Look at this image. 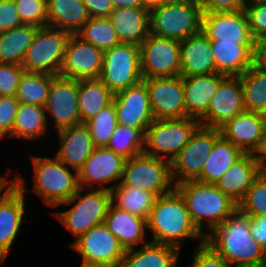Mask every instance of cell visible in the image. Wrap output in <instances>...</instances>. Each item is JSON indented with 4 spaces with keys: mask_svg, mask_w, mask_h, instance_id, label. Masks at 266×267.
Wrapping results in <instances>:
<instances>
[{
    "mask_svg": "<svg viewBox=\"0 0 266 267\" xmlns=\"http://www.w3.org/2000/svg\"><path fill=\"white\" fill-rule=\"evenodd\" d=\"M90 18L108 17L114 10L112 0H82Z\"/></svg>",
    "mask_w": 266,
    "mask_h": 267,
    "instance_id": "cell-50",
    "label": "cell"
},
{
    "mask_svg": "<svg viewBox=\"0 0 266 267\" xmlns=\"http://www.w3.org/2000/svg\"><path fill=\"white\" fill-rule=\"evenodd\" d=\"M113 92L100 80H78V107L82 123H86L113 102Z\"/></svg>",
    "mask_w": 266,
    "mask_h": 267,
    "instance_id": "cell-34",
    "label": "cell"
},
{
    "mask_svg": "<svg viewBox=\"0 0 266 267\" xmlns=\"http://www.w3.org/2000/svg\"><path fill=\"white\" fill-rule=\"evenodd\" d=\"M249 29L256 40L266 34V3L256 4L244 9Z\"/></svg>",
    "mask_w": 266,
    "mask_h": 267,
    "instance_id": "cell-47",
    "label": "cell"
},
{
    "mask_svg": "<svg viewBox=\"0 0 266 267\" xmlns=\"http://www.w3.org/2000/svg\"><path fill=\"white\" fill-rule=\"evenodd\" d=\"M192 250L191 264L188 267H232L206 242Z\"/></svg>",
    "mask_w": 266,
    "mask_h": 267,
    "instance_id": "cell-44",
    "label": "cell"
},
{
    "mask_svg": "<svg viewBox=\"0 0 266 267\" xmlns=\"http://www.w3.org/2000/svg\"><path fill=\"white\" fill-rule=\"evenodd\" d=\"M104 224L119 240L125 251L150 242L147 241L149 240L147 220L128 211L120 210L112 203L109 205Z\"/></svg>",
    "mask_w": 266,
    "mask_h": 267,
    "instance_id": "cell-25",
    "label": "cell"
},
{
    "mask_svg": "<svg viewBox=\"0 0 266 267\" xmlns=\"http://www.w3.org/2000/svg\"><path fill=\"white\" fill-rule=\"evenodd\" d=\"M243 154L237 146L220 136L214 142L211 153L203 165L201 175L195 181L215 184Z\"/></svg>",
    "mask_w": 266,
    "mask_h": 267,
    "instance_id": "cell-33",
    "label": "cell"
},
{
    "mask_svg": "<svg viewBox=\"0 0 266 267\" xmlns=\"http://www.w3.org/2000/svg\"><path fill=\"white\" fill-rule=\"evenodd\" d=\"M108 18L120 43L140 46L150 34V12L145 8H115Z\"/></svg>",
    "mask_w": 266,
    "mask_h": 267,
    "instance_id": "cell-29",
    "label": "cell"
},
{
    "mask_svg": "<svg viewBox=\"0 0 266 267\" xmlns=\"http://www.w3.org/2000/svg\"><path fill=\"white\" fill-rule=\"evenodd\" d=\"M239 77L246 111L266 115V66L254 62Z\"/></svg>",
    "mask_w": 266,
    "mask_h": 267,
    "instance_id": "cell-36",
    "label": "cell"
},
{
    "mask_svg": "<svg viewBox=\"0 0 266 267\" xmlns=\"http://www.w3.org/2000/svg\"><path fill=\"white\" fill-rule=\"evenodd\" d=\"M147 233L151 234L150 242L174 246L180 251L186 241L196 240V246L205 242V236L192 223L185 200L176 189L155 199L147 219Z\"/></svg>",
    "mask_w": 266,
    "mask_h": 267,
    "instance_id": "cell-2",
    "label": "cell"
},
{
    "mask_svg": "<svg viewBox=\"0 0 266 267\" xmlns=\"http://www.w3.org/2000/svg\"><path fill=\"white\" fill-rule=\"evenodd\" d=\"M47 152V155L44 153L42 155L40 153H38L39 155L30 154L31 177L27 179L25 175L22 176L25 174L24 170L16 174L14 173L16 170H12V174H14L12 181L26 198L33 195V197L39 198L46 207L54 210L57 205L68 201L80 186L78 172L59 161L51 151L47 150ZM30 179L32 186L28 189L26 182Z\"/></svg>",
    "mask_w": 266,
    "mask_h": 267,
    "instance_id": "cell-1",
    "label": "cell"
},
{
    "mask_svg": "<svg viewBox=\"0 0 266 267\" xmlns=\"http://www.w3.org/2000/svg\"><path fill=\"white\" fill-rule=\"evenodd\" d=\"M251 236L266 250V216H249Z\"/></svg>",
    "mask_w": 266,
    "mask_h": 267,
    "instance_id": "cell-51",
    "label": "cell"
},
{
    "mask_svg": "<svg viewBox=\"0 0 266 267\" xmlns=\"http://www.w3.org/2000/svg\"><path fill=\"white\" fill-rule=\"evenodd\" d=\"M192 0H162V4H181Z\"/></svg>",
    "mask_w": 266,
    "mask_h": 267,
    "instance_id": "cell-59",
    "label": "cell"
},
{
    "mask_svg": "<svg viewBox=\"0 0 266 267\" xmlns=\"http://www.w3.org/2000/svg\"><path fill=\"white\" fill-rule=\"evenodd\" d=\"M81 266L80 267H110L104 263L97 261H89L81 258Z\"/></svg>",
    "mask_w": 266,
    "mask_h": 267,
    "instance_id": "cell-57",
    "label": "cell"
},
{
    "mask_svg": "<svg viewBox=\"0 0 266 267\" xmlns=\"http://www.w3.org/2000/svg\"><path fill=\"white\" fill-rule=\"evenodd\" d=\"M66 246L82 259L101 262L110 267H120L125 255V249L104 223L92 227Z\"/></svg>",
    "mask_w": 266,
    "mask_h": 267,
    "instance_id": "cell-17",
    "label": "cell"
},
{
    "mask_svg": "<svg viewBox=\"0 0 266 267\" xmlns=\"http://www.w3.org/2000/svg\"><path fill=\"white\" fill-rule=\"evenodd\" d=\"M192 223L206 237L237 210V203L214 184L185 181L175 185Z\"/></svg>",
    "mask_w": 266,
    "mask_h": 267,
    "instance_id": "cell-4",
    "label": "cell"
},
{
    "mask_svg": "<svg viewBox=\"0 0 266 267\" xmlns=\"http://www.w3.org/2000/svg\"><path fill=\"white\" fill-rule=\"evenodd\" d=\"M51 140V144L55 141L57 146L55 145V148L51 147L49 151L54 150L53 155L76 172L82 168L96 148L90 136L89 128L85 123L56 131L52 134Z\"/></svg>",
    "mask_w": 266,
    "mask_h": 267,
    "instance_id": "cell-22",
    "label": "cell"
},
{
    "mask_svg": "<svg viewBox=\"0 0 266 267\" xmlns=\"http://www.w3.org/2000/svg\"><path fill=\"white\" fill-rule=\"evenodd\" d=\"M22 24L48 26L47 0H14Z\"/></svg>",
    "mask_w": 266,
    "mask_h": 267,
    "instance_id": "cell-43",
    "label": "cell"
},
{
    "mask_svg": "<svg viewBox=\"0 0 266 267\" xmlns=\"http://www.w3.org/2000/svg\"><path fill=\"white\" fill-rule=\"evenodd\" d=\"M226 77L222 73L183 77L184 101L189 118L199 121L206 114L211 98Z\"/></svg>",
    "mask_w": 266,
    "mask_h": 267,
    "instance_id": "cell-26",
    "label": "cell"
},
{
    "mask_svg": "<svg viewBox=\"0 0 266 267\" xmlns=\"http://www.w3.org/2000/svg\"><path fill=\"white\" fill-rule=\"evenodd\" d=\"M262 173L266 176V166L262 169Z\"/></svg>",
    "mask_w": 266,
    "mask_h": 267,
    "instance_id": "cell-60",
    "label": "cell"
},
{
    "mask_svg": "<svg viewBox=\"0 0 266 267\" xmlns=\"http://www.w3.org/2000/svg\"><path fill=\"white\" fill-rule=\"evenodd\" d=\"M231 266L266 267V250L251 236L250 218L236 210L206 237Z\"/></svg>",
    "mask_w": 266,
    "mask_h": 267,
    "instance_id": "cell-3",
    "label": "cell"
},
{
    "mask_svg": "<svg viewBox=\"0 0 266 267\" xmlns=\"http://www.w3.org/2000/svg\"><path fill=\"white\" fill-rule=\"evenodd\" d=\"M142 6L149 12L162 5V0H140Z\"/></svg>",
    "mask_w": 266,
    "mask_h": 267,
    "instance_id": "cell-55",
    "label": "cell"
},
{
    "mask_svg": "<svg viewBox=\"0 0 266 267\" xmlns=\"http://www.w3.org/2000/svg\"><path fill=\"white\" fill-rule=\"evenodd\" d=\"M243 8H247L256 4L266 3V0H242Z\"/></svg>",
    "mask_w": 266,
    "mask_h": 267,
    "instance_id": "cell-58",
    "label": "cell"
},
{
    "mask_svg": "<svg viewBox=\"0 0 266 267\" xmlns=\"http://www.w3.org/2000/svg\"><path fill=\"white\" fill-rule=\"evenodd\" d=\"M216 70L227 76H239L254 64V54L242 44L211 41Z\"/></svg>",
    "mask_w": 266,
    "mask_h": 267,
    "instance_id": "cell-31",
    "label": "cell"
},
{
    "mask_svg": "<svg viewBox=\"0 0 266 267\" xmlns=\"http://www.w3.org/2000/svg\"><path fill=\"white\" fill-rule=\"evenodd\" d=\"M143 78L180 76V41L150 33L140 45Z\"/></svg>",
    "mask_w": 266,
    "mask_h": 267,
    "instance_id": "cell-13",
    "label": "cell"
},
{
    "mask_svg": "<svg viewBox=\"0 0 266 267\" xmlns=\"http://www.w3.org/2000/svg\"><path fill=\"white\" fill-rule=\"evenodd\" d=\"M22 25L14 0H0V32Z\"/></svg>",
    "mask_w": 266,
    "mask_h": 267,
    "instance_id": "cell-48",
    "label": "cell"
},
{
    "mask_svg": "<svg viewBox=\"0 0 266 267\" xmlns=\"http://www.w3.org/2000/svg\"><path fill=\"white\" fill-rule=\"evenodd\" d=\"M182 251L166 244L149 242L125 251L120 267H181Z\"/></svg>",
    "mask_w": 266,
    "mask_h": 267,
    "instance_id": "cell-30",
    "label": "cell"
},
{
    "mask_svg": "<svg viewBox=\"0 0 266 267\" xmlns=\"http://www.w3.org/2000/svg\"><path fill=\"white\" fill-rule=\"evenodd\" d=\"M24 72L21 65L0 63V96H15Z\"/></svg>",
    "mask_w": 266,
    "mask_h": 267,
    "instance_id": "cell-45",
    "label": "cell"
},
{
    "mask_svg": "<svg viewBox=\"0 0 266 267\" xmlns=\"http://www.w3.org/2000/svg\"><path fill=\"white\" fill-rule=\"evenodd\" d=\"M265 129V114L246 111L224 125L220 134L243 153L254 154L260 147Z\"/></svg>",
    "mask_w": 266,
    "mask_h": 267,
    "instance_id": "cell-23",
    "label": "cell"
},
{
    "mask_svg": "<svg viewBox=\"0 0 266 267\" xmlns=\"http://www.w3.org/2000/svg\"><path fill=\"white\" fill-rule=\"evenodd\" d=\"M200 126L196 119L154 120L144 137V153L172 161Z\"/></svg>",
    "mask_w": 266,
    "mask_h": 267,
    "instance_id": "cell-7",
    "label": "cell"
},
{
    "mask_svg": "<svg viewBox=\"0 0 266 267\" xmlns=\"http://www.w3.org/2000/svg\"><path fill=\"white\" fill-rule=\"evenodd\" d=\"M155 120L188 117L184 101L183 77H152L142 79Z\"/></svg>",
    "mask_w": 266,
    "mask_h": 267,
    "instance_id": "cell-16",
    "label": "cell"
},
{
    "mask_svg": "<svg viewBox=\"0 0 266 267\" xmlns=\"http://www.w3.org/2000/svg\"><path fill=\"white\" fill-rule=\"evenodd\" d=\"M144 137L139 129L117 125L106 147L129 159L144 152Z\"/></svg>",
    "mask_w": 266,
    "mask_h": 267,
    "instance_id": "cell-40",
    "label": "cell"
},
{
    "mask_svg": "<svg viewBox=\"0 0 266 267\" xmlns=\"http://www.w3.org/2000/svg\"><path fill=\"white\" fill-rule=\"evenodd\" d=\"M157 196L121 182L111 190V203L120 210L148 219Z\"/></svg>",
    "mask_w": 266,
    "mask_h": 267,
    "instance_id": "cell-37",
    "label": "cell"
},
{
    "mask_svg": "<svg viewBox=\"0 0 266 267\" xmlns=\"http://www.w3.org/2000/svg\"><path fill=\"white\" fill-rule=\"evenodd\" d=\"M203 10L197 0L162 4L150 11V33L182 41L202 31Z\"/></svg>",
    "mask_w": 266,
    "mask_h": 267,
    "instance_id": "cell-6",
    "label": "cell"
},
{
    "mask_svg": "<svg viewBox=\"0 0 266 267\" xmlns=\"http://www.w3.org/2000/svg\"><path fill=\"white\" fill-rule=\"evenodd\" d=\"M27 199L20 188L11 181L0 192V266L7 260L8 254L17 244L15 241L22 233L26 223Z\"/></svg>",
    "mask_w": 266,
    "mask_h": 267,
    "instance_id": "cell-14",
    "label": "cell"
},
{
    "mask_svg": "<svg viewBox=\"0 0 266 267\" xmlns=\"http://www.w3.org/2000/svg\"><path fill=\"white\" fill-rule=\"evenodd\" d=\"M254 155L259 164V167L262 170L266 166V129L264 131L260 147L254 153Z\"/></svg>",
    "mask_w": 266,
    "mask_h": 267,
    "instance_id": "cell-53",
    "label": "cell"
},
{
    "mask_svg": "<svg viewBox=\"0 0 266 267\" xmlns=\"http://www.w3.org/2000/svg\"><path fill=\"white\" fill-rule=\"evenodd\" d=\"M203 13L234 12L244 10L242 0H197Z\"/></svg>",
    "mask_w": 266,
    "mask_h": 267,
    "instance_id": "cell-49",
    "label": "cell"
},
{
    "mask_svg": "<svg viewBox=\"0 0 266 267\" xmlns=\"http://www.w3.org/2000/svg\"><path fill=\"white\" fill-rule=\"evenodd\" d=\"M90 131L95 147L107 146L117 123L114 102L103 108L97 115L85 123Z\"/></svg>",
    "mask_w": 266,
    "mask_h": 267,
    "instance_id": "cell-41",
    "label": "cell"
},
{
    "mask_svg": "<svg viewBox=\"0 0 266 267\" xmlns=\"http://www.w3.org/2000/svg\"><path fill=\"white\" fill-rule=\"evenodd\" d=\"M50 133L51 131L47 124L45 107L19 103L12 134L8 139H17L21 142L25 141L22 142L24 144L29 142V146L31 141L32 143H36L37 141V143L41 142V145L43 146V143H46L48 140V143L51 144L50 140L52 137L49 138ZM44 136L45 138H48L45 142V138H43ZM40 139H43V142Z\"/></svg>",
    "mask_w": 266,
    "mask_h": 267,
    "instance_id": "cell-28",
    "label": "cell"
},
{
    "mask_svg": "<svg viewBox=\"0 0 266 267\" xmlns=\"http://www.w3.org/2000/svg\"><path fill=\"white\" fill-rule=\"evenodd\" d=\"M237 210L247 216H266V176L262 172L237 204Z\"/></svg>",
    "mask_w": 266,
    "mask_h": 267,
    "instance_id": "cell-42",
    "label": "cell"
},
{
    "mask_svg": "<svg viewBox=\"0 0 266 267\" xmlns=\"http://www.w3.org/2000/svg\"><path fill=\"white\" fill-rule=\"evenodd\" d=\"M115 8H144L140 0H112Z\"/></svg>",
    "mask_w": 266,
    "mask_h": 267,
    "instance_id": "cell-54",
    "label": "cell"
},
{
    "mask_svg": "<svg viewBox=\"0 0 266 267\" xmlns=\"http://www.w3.org/2000/svg\"><path fill=\"white\" fill-rule=\"evenodd\" d=\"M12 170L8 168L6 176L0 175V192L12 181Z\"/></svg>",
    "mask_w": 266,
    "mask_h": 267,
    "instance_id": "cell-56",
    "label": "cell"
},
{
    "mask_svg": "<svg viewBox=\"0 0 266 267\" xmlns=\"http://www.w3.org/2000/svg\"><path fill=\"white\" fill-rule=\"evenodd\" d=\"M18 106L15 96H0V140L11 136Z\"/></svg>",
    "mask_w": 266,
    "mask_h": 267,
    "instance_id": "cell-46",
    "label": "cell"
},
{
    "mask_svg": "<svg viewBox=\"0 0 266 267\" xmlns=\"http://www.w3.org/2000/svg\"><path fill=\"white\" fill-rule=\"evenodd\" d=\"M220 136V130L211 127L200 125L195 130L189 142L171 161V175L175 185L195 181L201 175L206 158Z\"/></svg>",
    "mask_w": 266,
    "mask_h": 267,
    "instance_id": "cell-11",
    "label": "cell"
},
{
    "mask_svg": "<svg viewBox=\"0 0 266 267\" xmlns=\"http://www.w3.org/2000/svg\"><path fill=\"white\" fill-rule=\"evenodd\" d=\"M39 27L22 24L0 32V63L21 65Z\"/></svg>",
    "mask_w": 266,
    "mask_h": 267,
    "instance_id": "cell-35",
    "label": "cell"
},
{
    "mask_svg": "<svg viewBox=\"0 0 266 267\" xmlns=\"http://www.w3.org/2000/svg\"><path fill=\"white\" fill-rule=\"evenodd\" d=\"M99 79L113 92L127 89L143 79L140 46L119 43L104 51Z\"/></svg>",
    "mask_w": 266,
    "mask_h": 267,
    "instance_id": "cell-10",
    "label": "cell"
},
{
    "mask_svg": "<svg viewBox=\"0 0 266 267\" xmlns=\"http://www.w3.org/2000/svg\"><path fill=\"white\" fill-rule=\"evenodd\" d=\"M104 52L76 34L68 38L59 76L73 80L99 79Z\"/></svg>",
    "mask_w": 266,
    "mask_h": 267,
    "instance_id": "cell-18",
    "label": "cell"
},
{
    "mask_svg": "<svg viewBox=\"0 0 266 267\" xmlns=\"http://www.w3.org/2000/svg\"><path fill=\"white\" fill-rule=\"evenodd\" d=\"M45 111L51 137L56 131L81 124L78 80L56 76L51 83Z\"/></svg>",
    "mask_w": 266,
    "mask_h": 267,
    "instance_id": "cell-12",
    "label": "cell"
},
{
    "mask_svg": "<svg viewBox=\"0 0 266 267\" xmlns=\"http://www.w3.org/2000/svg\"><path fill=\"white\" fill-rule=\"evenodd\" d=\"M254 61L266 66V34L255 41Z\"/></svg>",
    "mask_w": 266,
    "mask_h": 267,
    "instance_id": "cell-52",
    "label": "cell"
},
{
    "mask_svg": "<svg viewBox=\"0 0 266 267\" xmlns=\"http://www.w3.org/2000/svg\"><path fill=\"white\" fill-rule=\"evenodd\" d=\"M48 26L76 34L90 19L82 0H47Z\"/></svg>",
    "mask_w": 266,
    "mask_h": 267,
    "instance_id": "cell-32",
    "label": "cell"
},
{
    "mask_svg": "<svg viewBox=\"0 0 266 267\" xmlns=\"http://www.w3.org/2000/svg\"><path fill=\"white\" fill-rule=\"evenodd\" d=\"M70 35L50 26L39 27L21 64L25 72L58 76Z\"/></svg>",
    "mask_w": 266,
    "mask_h": 267,
    "instance_id": "cell-9",
    "label": "cell"
},
{
    "mask_svg": "<svg viewBox=\"0 0 266 267\" xmlns=\"http://www.w3.org/2000/svg\"><path fill=\"white\" fill-rule=\"evenodd\" d=\"M76 35L103 52L110 50L120 43L117 33L108 17L90 18Z\"/></svg>",
    "mask_w": 266,
    "mask_h": 267,
    "instance_id": "cell-39",
    "label": "cell"
},
{
    "mask_svg": "<svg viewBox=\"0 0 266 267\" xmlns=\"http://www.w3.org/2000/svg\"><path fill=\"white\" fill-rule=\"evenodd\" d=\"M232 267H259V266H232Z\"/></svg>",
    "mask_w": 266,
    "mask_h": 267,
    "instance_id": "cell-61",
    "label": "cell"
},
{
    "mask_svg": "<svg viewBox=\"0 0 266 267\" xmlns=\"http://www.w3.org/2000/svg\"><path fill=\"white\" fill-rule=\"evenodd\" d=\"M55 77L47 73L24 72L15 95L16 99L22 104L45 107Z\"/></svg>",
    "mask_w": 266,
    "mask_h": 267,
    "instance_id": "cell-38",
    "label": "cell"
},
{
    "mask_svg": "<svg viewBox=\"0 0 266 267\" xmlns=\"http://www.w3.org/2000/svg\"><path fill=\"white\" fill-rule=\"evenodd\" d=\"M261 172L255 155L244 153L214 185L238 204Z\"/></svg>",
    "mask_w": 266,
    "mask_h": 267,
    "instance_id": "cell-27",
    "label": "cell"
},
{
    "mask_svg": "<svg viewBox=\"0 0 266 267\" xmlns=\"http://www.w3.org/2000/svg\"><path fill=\"white\" fill-rule=\"evenodd\" d=\"M246 112L239 76H227L210 100L206 114L199 120L201 126L220 130L236 115Z\"/></svg>",
    "mask_w": 266,
    "mask_h": 267,
    "instance_id": "cell-19",
    "label": "cell"
},
{
    "mask_svg": "<svg viewBox=\"0 0 266 267\" xmlns=\"http://www.w3.org/2000/svg\"><path fill=\"white\" fill-rule=\"evenodd\" d=\"M202 32L211 40L235 42L255 53V39L251 34L244 10L203 13Z\"/></svg>",
    "mask_w": 266,
    "mask_h": 267,
    "instance_id": "cell-20",
    "label": "cell"
},
{
    "mask_svg": "<svg viewBox=\"0 0 266 267\" xmlns=\"http://www.w3.org/2000/svg\"><path fill=\"white\" fill-rule=\"evenodd\" d=\"M180 62L182 77L218 73L211 40L202 31L180 41Z\"/></svg>",
    "mask_w": 266,
    "mask_h": 267,
    "instance_id": "cell-24",
    "label": "cell"
},
{
    "mask_svg": "<svg viewBox=\"0 0 266 267\" xmlns=\"http://www.w3.org/2000/svg\"><path fill=\"white\" fill-rule=\"evenodd\" d=\"M113 102L118 125L139 129L145 135L147 128L155 120L146 83L141 80L117 92L114 94Z\"/></svg>",
    "mask_w": 266,
    "mask_h": 267,
    "instance_id": "cell-21",
    "label": "cell"
},
{
    "mask_svg": "<svg viewBox=\"0 0 266 267\" xmlns=\"http://www.w3.org/2000/svg\"><path fill=\"white\" fill-rule=\"evenodd\" d=\"M124 162L125 158L106 146L96 147L78 171L79 186L111 191L121 182Z\"/></svg>",
    "mask_w": 266,
    "mask_h": 267,
    "instance_id": "cell-15",
    "label": "cell"
},
{
    "mask_svg": "<svg viewBox=\"0 0 266 267\" xmlns=\"http://www.w3.org/2000/svg\"><path fill=\"white\" fill-rule=\"evenodd\" d=\"M121 183L150 191L156 196L168 194L175 189L171 162L144 152L125 159Z\"/></svg>",
    "mask_w": 266,
    "mask_h": 267,
    "instance_id": "cell-8",
    "label": "cell"
},
{
    "mask_svg": "<svg viewBox=\"0 0 266 267\" xmlns=\"http://www.w3.org/2000/svg\"><path fill=\"white\" fill-rule=\"evenodd\" d=\"M110 204L111 191L80 187L68 201L54 208L66 206L65 209L52 210L50 213L59 220L62 228L64 227L75 241L92 227L104 223Z\"/></svg>",
    "mask_w": 266,
    "mask_h": 267,
    "instance_id": "cell-5",
    "label": "cell"
}]
</instances>
